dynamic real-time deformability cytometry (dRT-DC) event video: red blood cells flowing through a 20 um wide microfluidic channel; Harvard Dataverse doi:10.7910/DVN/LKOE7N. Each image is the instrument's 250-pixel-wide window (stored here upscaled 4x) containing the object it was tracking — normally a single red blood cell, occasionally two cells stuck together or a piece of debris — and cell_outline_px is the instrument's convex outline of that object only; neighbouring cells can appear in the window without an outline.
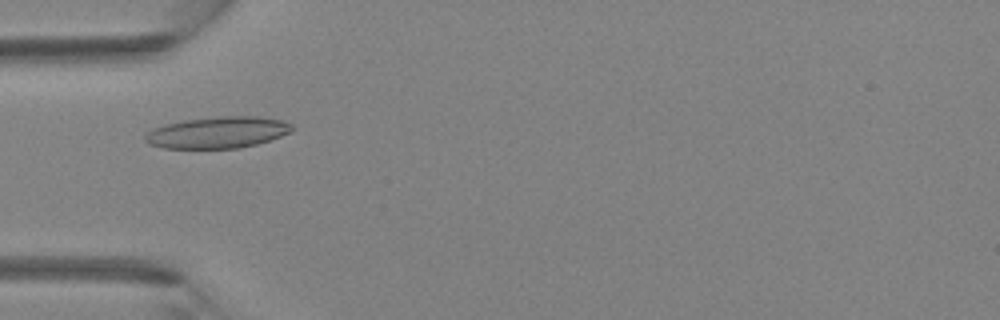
{"species": "Egyptian fruit bat (a non-hibernating species)", "species_latin": "Rousettus aegyptiacus", "temperature_condition": "room temperature", "stored_images_in_passage": 5, "camera_frame_rate_fps": 3000, "um_per_image_px": 0.085, "animal": {"sex": "female"}, "frame": {"image": 1, "passage_image": 4, "time_ms": 1.0, "image_size_px": [1000, 320], "cell_outline_px": [[296, 128], [280, 136], [256, 144], [240, 148], [164, 148], [148, 144], [144, 140], [144, 136], [152, 128], [164, 124], [184, 120], [220, 116], [256, 116], [280, 120], [292, 124]], "centroid_in_image_um": [18.46, 11.25], "position_along_channel_um": 66.5, "area_um2": 26.93}}
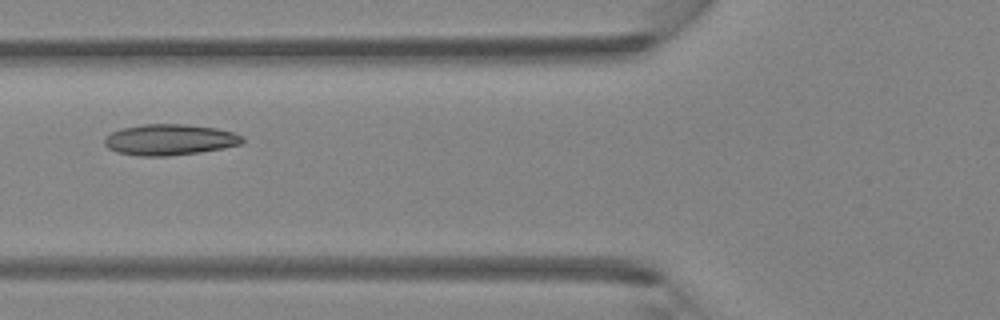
{"frame": {"image": 2, "passage_image": 5, "time_ms": 1.333, "image_size_px": [1000, 320], "cell_outline_px": [[244, 140], [240, 144], [224, 148], [200, 152], [168, 156], [140, 156], [116, 152], [108, 148], [104, 144], [104, 140], [112, 132], [120, 128], [144, 124], [184, 124], [216, 128], [232, 132], [244, 136]], "centroid_in_image_um": [14.42, 11.87], "position_along_channel_um": 111.4, "area_um2": 24.91}}